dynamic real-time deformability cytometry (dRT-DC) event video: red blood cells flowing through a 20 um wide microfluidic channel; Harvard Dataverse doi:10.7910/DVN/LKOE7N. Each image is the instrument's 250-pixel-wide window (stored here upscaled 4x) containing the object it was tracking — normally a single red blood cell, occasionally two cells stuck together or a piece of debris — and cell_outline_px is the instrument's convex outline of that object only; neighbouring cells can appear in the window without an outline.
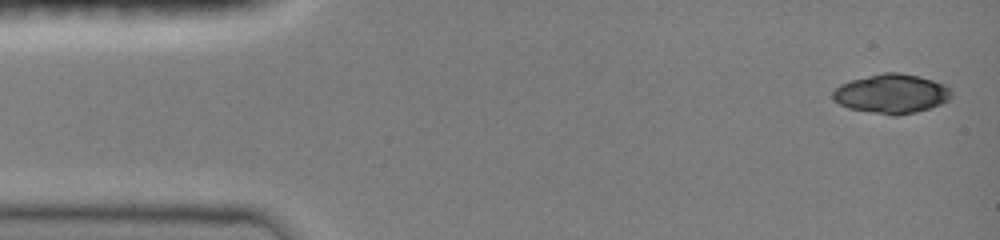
{"species": "common noctule bat (a hibernating species)", "species_latin": "Nyctalus noctula", "temperature_condition": "room temperature", "stored_images_in_passage": 11, "camera_frame_rate_fps": 3000, "um_per_image_px": 0.085, "animal": {"sex": "female", "body_mass_g": 19.0, "forearm_length_mm": 51.5}, "frame": {"image": 1, "passage_image": 1, "time_ms": 0.0, "image_size_px": [1000, 240], "cell_outline_px": [[952, 96], [948, 100], [940, 104], [916, 112], [896, 116], [892, 116], [848, 108], [840, 104], [832, 96], [832, 92], [840, 84], [852, 80], [884, 72], [900, 72], [920, 76], [948, 84], [952, 92]], "centroid_in_image_um": [75.83, 7.96], "position_along_channel_um": 9.2, "area_um2": 27.28}}
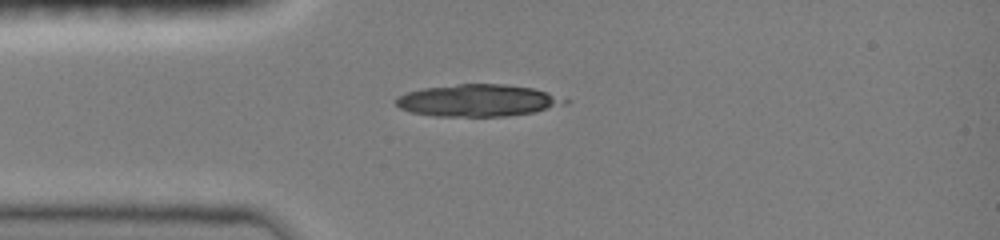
{"frame": {"image": 2, "passage_image": 9, "time_ms": 3.333, "image_size_px": [1000, 240], "cell_outline_px": [[572, 100], [568, 104], [536, 112], [508, 116], [436, 116], [412, 112], [400, 108], [396, 104], [396, 100], [400, 96], [408, 92], [424, 88], [460, 84], [504, 84], [532, 88], [548, 92]], "centroid_in_image_um": [40.72, 8.54], "position_along_channel_um": 44.3, "area_um2": 31.5}}